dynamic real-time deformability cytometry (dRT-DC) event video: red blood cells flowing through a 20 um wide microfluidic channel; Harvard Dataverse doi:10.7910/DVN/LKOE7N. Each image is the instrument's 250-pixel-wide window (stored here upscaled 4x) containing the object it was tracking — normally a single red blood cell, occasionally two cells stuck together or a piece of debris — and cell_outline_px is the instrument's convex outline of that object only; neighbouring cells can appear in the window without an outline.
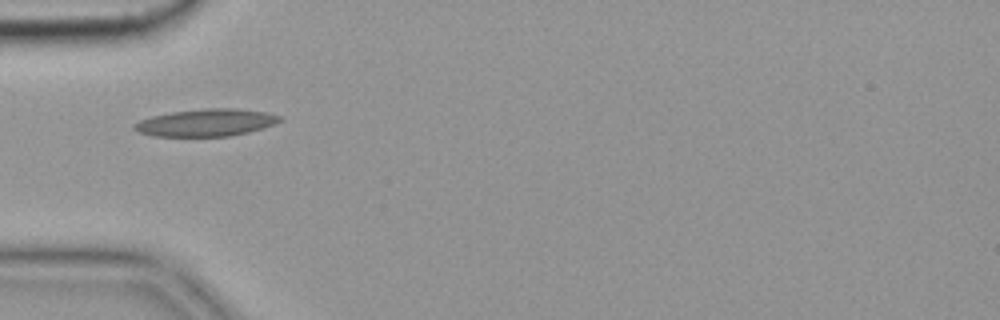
{"species": "common noctule bat (a hibernating species)", "species_latin": "Nyctalus noctula", "temperature_condition": "cold", "stored_images_in_passage": 5, "camera_frame_rate_fps": 3000, "um_per_image_px": 0.085, "animal": {"sex": "female", "body_mass_g": 19.9}, "frame": {"image": 1, "passage_image": 5, "time_ms": 1.333, "image_size_px": [1000, 320], "cell_outline_px": [[284, 120], [248, 132], [228, 136], [152, 136], [136, 132], [132, 128], [132, 124], [140, 120], [152, 116], [172, 112], [204, 108], [236, 108], [268, 112], [280, 116]], "centroid_in_image_um": [17.48, 10.42], "position_along_channel_um": 67.5, "area_um2": 23.18}}